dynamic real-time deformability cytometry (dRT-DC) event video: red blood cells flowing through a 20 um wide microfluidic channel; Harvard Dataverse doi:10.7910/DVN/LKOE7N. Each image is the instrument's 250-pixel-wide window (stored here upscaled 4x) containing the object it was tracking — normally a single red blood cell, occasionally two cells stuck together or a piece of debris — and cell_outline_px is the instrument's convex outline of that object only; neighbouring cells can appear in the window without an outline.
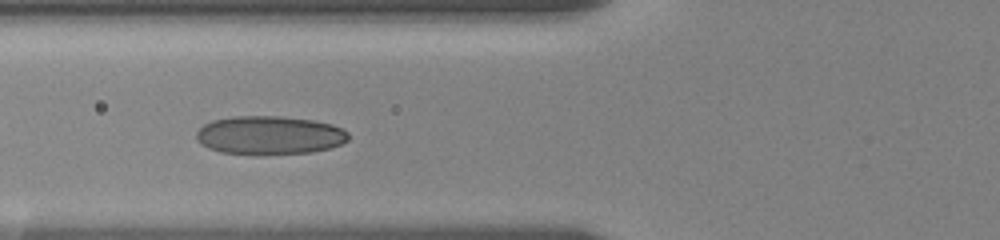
{"species": "human", "species_latin": "Homo sapiens", "temperature_condition": "room temperature", "stored_images_in_passage": 16, "camera_frame_rate_fps": 3000, "um_per_image_px": 0.085, "donor": {"sex": "female"}, "frame": {"image": 1, "passage_image": 7, "time_ms": 2.333, "image_size_px": [1000, 240], "cell_outline_px": [[348, 140], [340, 144], [328, 148], [308, 152], [256, 156], [220, 152], [208, 148], [200, 144], [196, 140], [196, 132], [204, 124], [212, 120], [232, 116], [280, 116], [312, 120], [332, 124], [348, 132]], "centroid_in_image_um": [22.84, 11.51], "position_along_channel_um": 103.0, "area_um2": 34.56}}
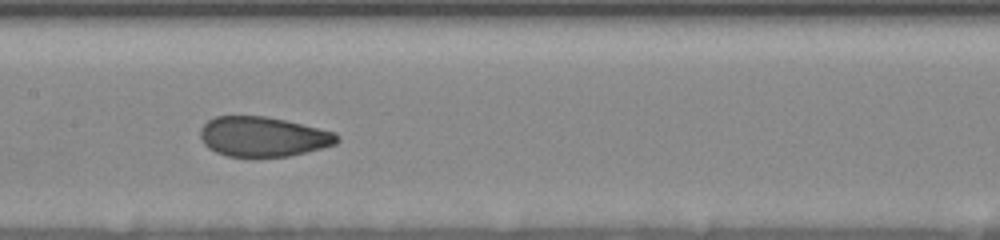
{"frame": {"image": 2, "passage_image": 12, "time_ms": 4.667, "image_size_px": [1000, 240], "cell_outline_px": [[340, 140], [336, 144], [288, 156], [228, 156], [216, 152], [208, 148], [204, 144], [200, 136], [200, 128], [208, 120], [216, 116], [264, 116], [284, 120], [336, 132], [340, 136]], "centroid_in_image_um": [22.35, 11.61], "position_along_channel_um": 185.0, "area_um2": 31.56}}
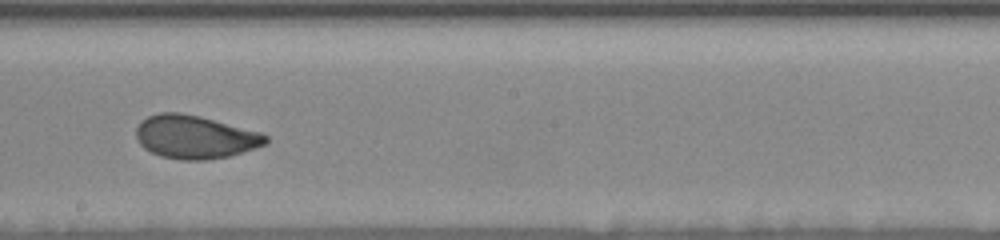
{"frame": {"image": 3, "passage_image": 14, "time_ms": 6.0, "image_size_px": [1000, 240], "cell_outline_px": [[268, 144], [228, 156], [208, 160], [180, 160], [160, 156], [144, 148], [140, 144], [136, 136], [136, 128], [148, 116], [160, 112], [180, 112], [200, 116], [260, 132], [268, 136]], "centroid_in_image_um": [16.58, 11.65], "position_along_channel_um": 231.6, "area_um2": 32.6}}